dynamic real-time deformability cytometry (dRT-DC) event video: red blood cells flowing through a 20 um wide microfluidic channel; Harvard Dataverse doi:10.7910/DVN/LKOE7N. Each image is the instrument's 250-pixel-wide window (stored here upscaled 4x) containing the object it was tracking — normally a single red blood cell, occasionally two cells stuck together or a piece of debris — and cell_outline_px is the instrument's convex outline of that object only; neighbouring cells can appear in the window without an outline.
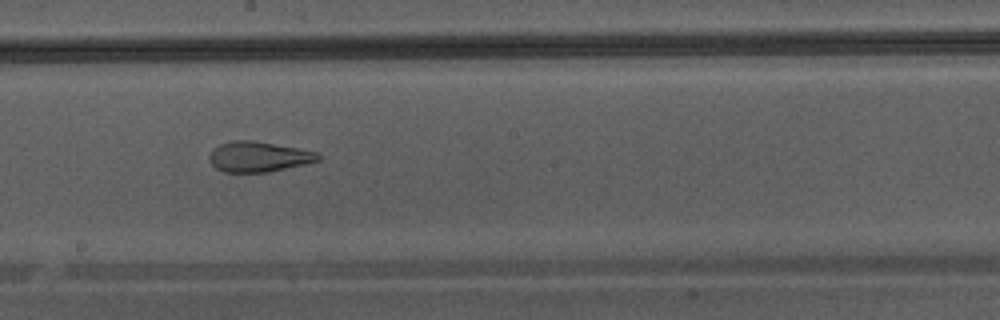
{"species": "Egyptian fruit bat (a non-hibernating species)", "species_latin": "Rousettus aegyptiacus", "temperature_condition": "warm", "stored_images_in_passage": 47, "camera_frame_rate_fps": 3000, "um_per_image_px": 0.085, "animal": {"sex": "male"}, "frame": {"image": 1, "passage_image": 27, "time_ms": 8.667, "image_size_px": [1000, 320], "cell_outline_px": [[320, 160], [304, 164], [268, 172], [224, 172], [216, 168], [212, 164], [208, 156], [212, 148], [220, 144], [232, 140], [252, 140], [296, 148], [316, 152], [320, 156]], "centroid_in_image_um": [21.93, 13.32], "position_along_channel_um": 226.3, "area_um2": 19.07}}